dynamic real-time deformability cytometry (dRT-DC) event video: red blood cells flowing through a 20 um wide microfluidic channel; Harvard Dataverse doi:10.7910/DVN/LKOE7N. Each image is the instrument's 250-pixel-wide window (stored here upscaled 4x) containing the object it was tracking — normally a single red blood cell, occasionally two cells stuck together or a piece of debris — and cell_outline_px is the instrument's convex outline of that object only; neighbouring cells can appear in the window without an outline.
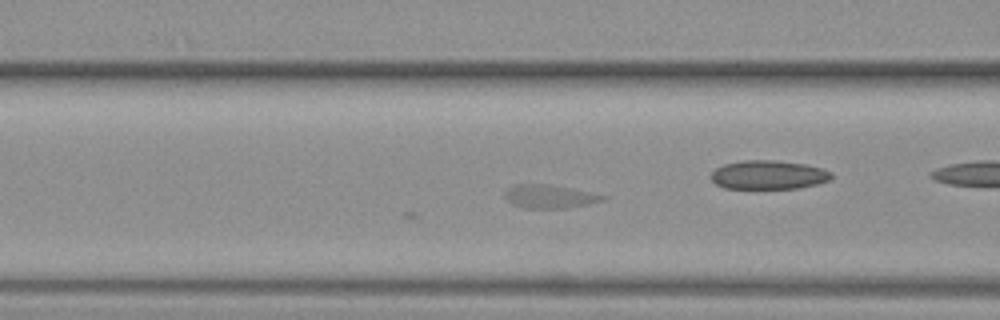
{"species": "common noctule bat (a hibernating species)", "species_latin": "Nyctalus noctula", "temperature_condition": "warm", "stored_images_in_passage": 38, "camera_frame_rate_fps": 3000, "um_per_image_px": 0.085, "animal": {"sex": "female", "body_mass_g": 19.3, "forearm_length_mm": 54.1}, "frame": {"image": 1, "passage_image": 5, "time_ms": 1.333, "image_size_px": [1000, 320], "cell_outline_px": [[608, 196], [604, 200], [588, 204], [568, 208], [524, 208], [512, 204], [504, 196], [504, 192], [508, 188], [516, 184], [548, 184]], "centroid_in_image_um": [46.68, 16.7], "position_along_channel_um": 119.9, "area_um2": 13.24}}
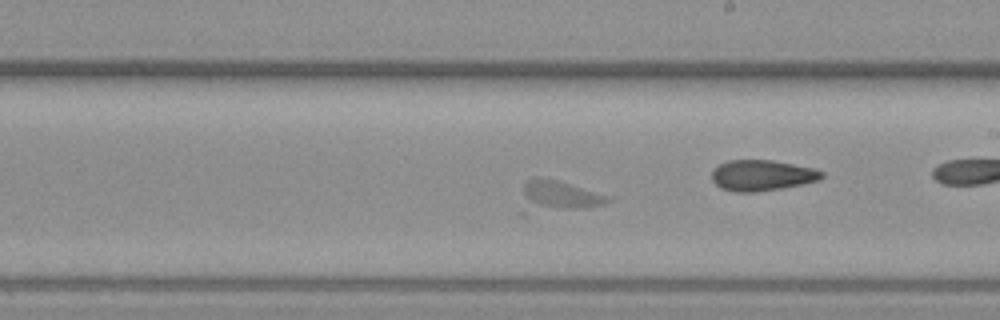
{"frame": {"image": 2, "passage_image": 14, "time_ms": 4.333, "image_size_px": [1000, 320], "cell_outline_px": [[612, 200], [604, 204], [588, 208], [564, 208], [528, 204], [524, 196], [524, 184], [528, 180], [556, 180], [608, 196]], "centroid_in_image_um": [47.72, 16.58], "position_along_channel_um": 241.3, "area_um2": 12.89}}
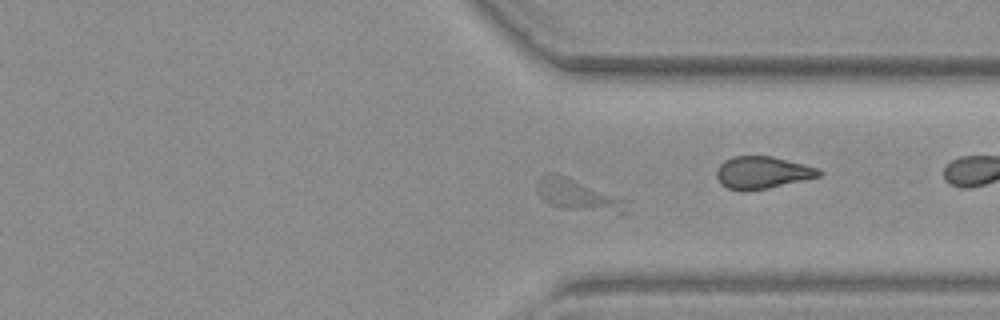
{"frame": {"image": 3, "passage_image": 23, "time_ms": 7.333, "image_size_px": [1000, 320], "cell_outline_px": [[628, 216], [624, 216], [564, 208], [548, 204], [536, 192], [536, 184], [548, 172], [556, 172], [624, 200], [628, 212]], "centroid_in_image_um": [49.14, 16.64], "position_along_channel_um": 362.3, "area_um2": 16.42}}